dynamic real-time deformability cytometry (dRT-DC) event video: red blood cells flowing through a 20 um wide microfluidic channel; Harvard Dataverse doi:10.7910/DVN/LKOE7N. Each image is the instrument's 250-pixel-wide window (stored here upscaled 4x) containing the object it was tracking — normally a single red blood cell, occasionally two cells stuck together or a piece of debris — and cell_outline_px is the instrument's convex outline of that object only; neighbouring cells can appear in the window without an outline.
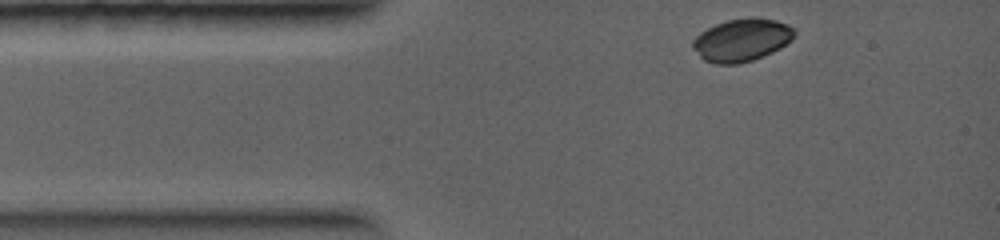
{"species": "common noctule bat (a hibernating species)", "species_latin": "Nyctalus noctula", "temperature_condition": "warm", "stored_images_in_passage": 28, "segment_of_instrument_passage": [1, 2], "camera_frame_rate_fps": 5000, "um_per_image_px": 0.085, "animal": {"sex": "female", "body_mass_g": 19.0, "forearm_length_mm": 56.7}, "frame": {"image": 1, "passage_image": 1, "time_ms": 0.0, "image_size_px": [1000, 240], "cell_outline_px": [[796, 32], [792, 40], [780, 48], [772, 52], [752, 60], [736, 64], [716, 64], [704, 60], [692, 48], [692, 40], [700, 32], [716, 24], [728, 20], [752, 16], [756, 16], [776, 20], [788, 24]], "centroid_in_image_um": [63.05, 3.39], "position_along_channel_um": 21.9, "area_um2": 25.37}}
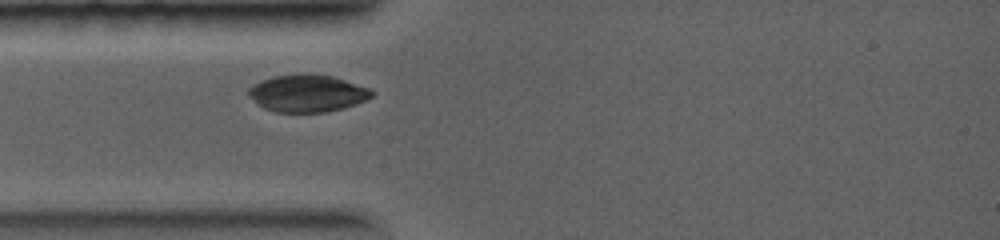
{"frame": {"image": 2, "passage_image": 6, "time_ms": 1.4, "image_size_px": [1000, 240], "cell_outline_px": [[376, 92], [372, 96], [356, 104], [344, 108], [324, 112], [276, 112], [264, 108], [256, 104], [248, 96], [248, 88], [252, 84], [260, 80], [272, 76], [296, 72], [308, 72], [332, 76], [368, 88]], "centroid_in_image_um": [26.06, 7.9], "position_along_channel_um": 58.9, "area_um2": 27.22}}